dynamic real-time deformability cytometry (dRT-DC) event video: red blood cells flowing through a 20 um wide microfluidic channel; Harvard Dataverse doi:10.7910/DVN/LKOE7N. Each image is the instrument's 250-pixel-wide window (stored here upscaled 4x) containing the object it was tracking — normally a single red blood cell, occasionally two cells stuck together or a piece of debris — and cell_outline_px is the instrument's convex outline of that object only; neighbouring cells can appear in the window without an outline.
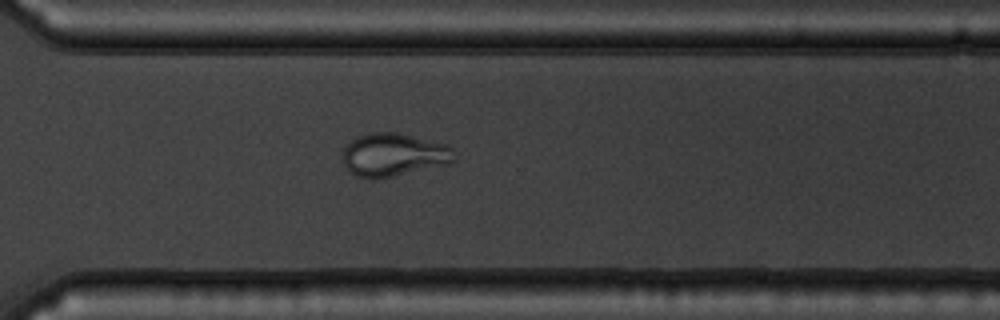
{"species": "common noctule bat (a hibernating species)", "species_latin": "Nyctalus noctula", "temperature_condition": "warm", "stored_images_in_passage": 53, "camera_frame_rate_fps": 3000, "um_per_image_px": 0.085, "animal": {"sex": "male", "body_mass_g": 19.5, "forearm_length_mm": 54.6}, "frame": {"image": 1, "passage_image": 38, "time_ms": 12.333, "image_size_px": [1000, 320], "cell_outline_px": [[456, 160], [448, 164], [392, 176], [372, 180], [356, 176], [348, 172], [344, 164], [344, 148], [356, 136], [368, 132], [396, 132], [448, 144], [456, 152]], "centroid_in_image_um": [33.47, 13.15], "position_along_channel_um": 337.1, "area_um2": 28.32}}